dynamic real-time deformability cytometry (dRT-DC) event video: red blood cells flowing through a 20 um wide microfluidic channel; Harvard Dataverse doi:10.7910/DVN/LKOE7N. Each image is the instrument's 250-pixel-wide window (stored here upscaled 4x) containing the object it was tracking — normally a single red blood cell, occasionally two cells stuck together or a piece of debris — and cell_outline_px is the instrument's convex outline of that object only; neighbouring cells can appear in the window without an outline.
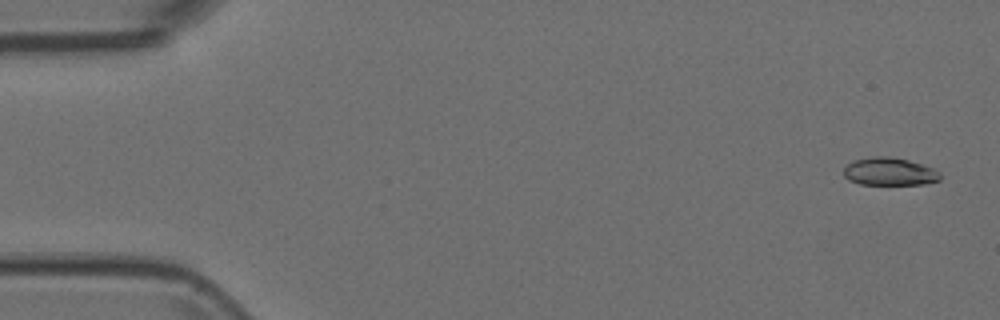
{"species": "Egyptian fruit bat (a non-hibernating species)", "species_latin": "Rousettus aegyptiacus", "temperature_condition": "room temperature", "stored_images_in_passage": 53, "camera_frame_rate_fps": 3000, "um_per_image_px": 0.085, "animal": {"sex": "female"}, "frame": {"image": 1, "passage_image": 2, "time_ms": 0.333, "image_size_px": [1000, 320], "cell_outline_px": [[940, 180], [924, 184], [860, 184], [848, 180], [844, 176], [844, 168], [852, 160], [872, 156], [892, 156], [908, 160], [932, 168], [940, 172]], "centroid_in_image_um": [75.58, 14.58], "position_along_channel_um": 9.4, "area_um2": 15.66}}
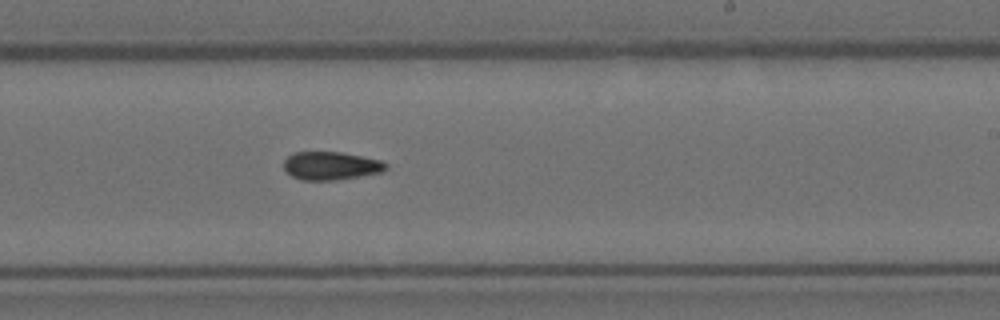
{"frame": {"image": 2, "passage_image": 32, "time_ms": 10.333, "image_size_px": [1000, 320], "cell_outline_px": [[388, 168], [384, 172], [336, 180], [304, 180], [292, 176], [284, 168], [284, 160], [292, 152], [340, 152], [364, 156], [380, 160], [388, 164]], "centroid_in_image_um": [28.16, 14.08], "position_along_channel_um": 260.8, "area_um2": 16.88}}
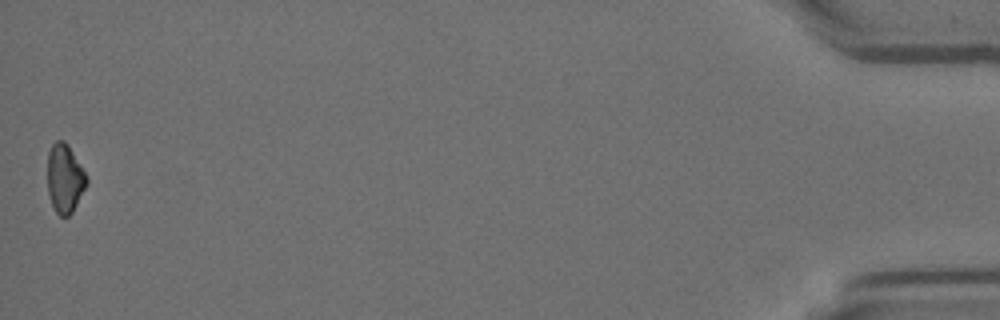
{"frame": {"image": 3, "passage_image": 53, "time_ms": 17.333, "image_size_px": [1000, 320], "cell_outline_px": [[88, 184], [72, 212], [68, 216], [60, 216], [56, 212], [52, 204], [48, 192], [48, 152], [52, 144], [56, 140], [64, 140], [68, 144], [88, 176]], "centroid_in_image_um": [5.52, 15.15], "position_along_channel_um": 429.7, "area_um2": 15.78}}